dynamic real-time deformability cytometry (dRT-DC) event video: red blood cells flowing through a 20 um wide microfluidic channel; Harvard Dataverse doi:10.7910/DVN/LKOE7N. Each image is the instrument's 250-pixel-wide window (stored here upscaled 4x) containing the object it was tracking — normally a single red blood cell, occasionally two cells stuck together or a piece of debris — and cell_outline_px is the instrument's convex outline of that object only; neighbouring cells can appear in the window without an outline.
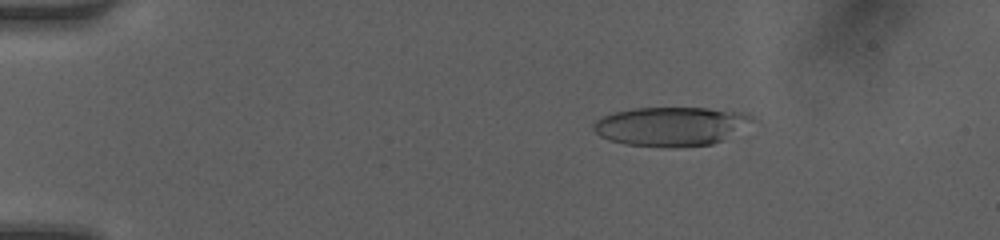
{"species": "human", "species_latin": "Homo sapiens", "temperature_condition": "room temperature", "stored_images_in_passage": 31, "camera_frame_rate_fps": 3000, "um_per_image_px": 0.085, "donor": {"sex": "female"}, "frame": {"image": 1, "passage_image": 9, "time_ms": 2.667, "image_size_px": [1000, 240], "cell_outline_px": [[752, 120], [720, 140], [712, 144], [676, 148], [668, 148], [624, 144], [608, 140], [600, 136], [592, 128], [596, 120], [612, 112], [636, 108], [708, 108], [748, 112], [752, 116]], "centroid_in_image_um": [56.96, 10.74], "position_along_channel_um": 28.0, "area_um2": 35.89}}
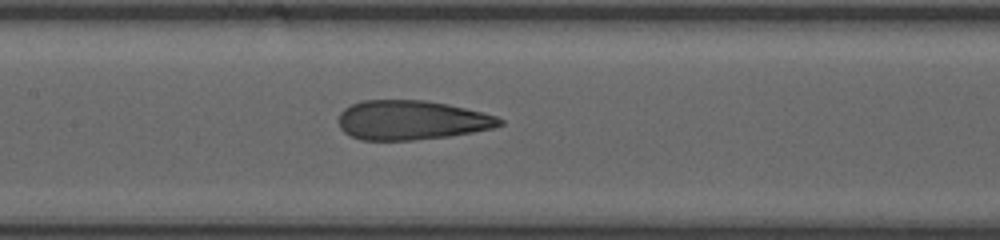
{"frame": {"image": 2, "passage_image": 24, "time_ms": 7.667, "image_size_px": [1000, 240], "cell_outline_px": [[504, 124], [492, 128], [472, 132], [448, 136], [412, 140], [360, 140], [344, 132], [340, 128], [336, 120], [340, 112], [344, 108], [360, 100], [424, 100], [448, 104], [496, 116], [504, 120]], "centroid_in_image_um": [34.93, 10.21], "position_along_channel_um": 172.5, "area_um2": 37.05}}
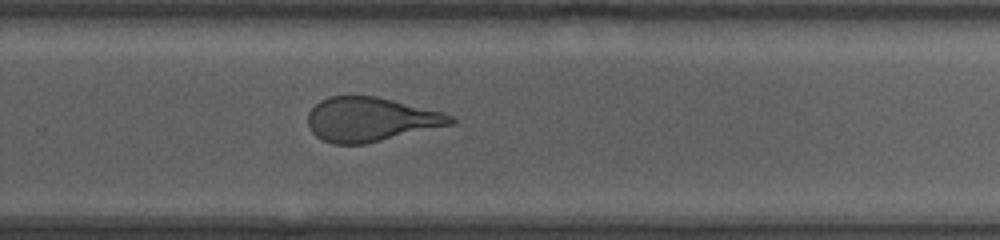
{"frame": {"image": 3, "passage_image": 31, "time_ms": 10.0, "image_size_px": [1000, 240], "cell_outline_px": [[456, 124], [364, 144], [332, 144], [316, 136], [308, 128], [308, 112], [320, 100], [332, 96], [376, 96], [444, 112], [452, 116], [456, 120]], "centroid_in_image_um": [31.52, 10.15], "position_along_channel_um": 298.3, "area_um2": 36.88}}